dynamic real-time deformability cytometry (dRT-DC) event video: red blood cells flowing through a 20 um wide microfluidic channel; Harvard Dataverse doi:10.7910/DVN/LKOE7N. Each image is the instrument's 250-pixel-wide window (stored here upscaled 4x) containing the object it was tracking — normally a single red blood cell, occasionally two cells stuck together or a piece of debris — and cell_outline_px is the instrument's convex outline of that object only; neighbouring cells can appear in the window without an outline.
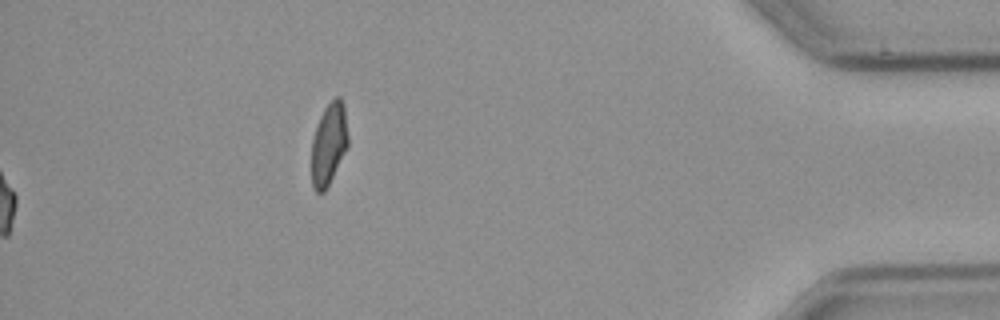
{"species": "common noctule bat (a hibernating species)", "species_latin": "Nyctalus noctula", "temperature_condition": "cold", "stored_images_in_passage": 41, "camera_frame_rate_fps": 3000, "um_per_image_px": 0.085, "animal": {"sex": "male", "body_mass_g": 23.1, "forearm_length_mm": 52.7}, "frame": {"image": 1, "passage_image": 41, "time_ms": 13.333, "image_size_px": [1000, 320], "cell_outline_px": [[348, 148], [324, 192], [316, 192], [312, 184], [312, 140], [316, 124], [324, 108], [336, 96], [340, 96], [344, 104], [348, 136]], "centroid_in_image_um": [27.96, 12.21], "position_along_channel_um": 407.2, "area_um2": 17.51}, "authors_computed_cell_mechanics": {"area_um2": 17.3978, "velocity_mm_per_s": 3.6826, "shape_relaxation_time_tau1_ms": 2.9375, "shape_relaxation_time_tau2_ms": null, "deformation_change_tau1": 0.0866, "deformation_change_tau2": null}}